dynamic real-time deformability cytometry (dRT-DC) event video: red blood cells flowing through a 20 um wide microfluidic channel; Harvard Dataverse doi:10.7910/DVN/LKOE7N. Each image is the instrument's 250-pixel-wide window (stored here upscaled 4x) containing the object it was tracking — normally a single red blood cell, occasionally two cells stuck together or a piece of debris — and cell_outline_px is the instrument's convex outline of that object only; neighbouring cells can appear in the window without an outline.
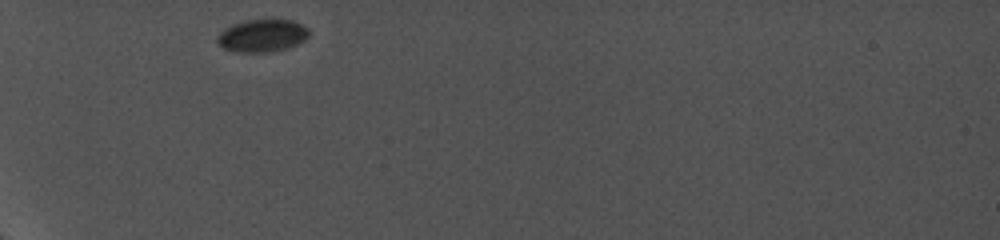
{"species": "common noctule bat (a hibernating species)", "species_latin": "Nyctalus noctula", "temperature_condition": "cold", "stored_images_in_passage": 48, "camera_frame_rate_fps": 5000, "um_per_image_px": 0.085, "animal": {"sex": "female", "body_mass_g": 19.0, "forearm_length_mm": 56.7}, "frame": {"image": 1, "passage_image": 1, "time_ms": 0.0, "image_size_px": [1000, 240], "cell_outline_px": [[308, 36], [304, 40], [288, 48], [268, 52], [236, 52], [224, 48], [216, 40], [216, 36], [224, 28], [232, 24], [244, 20], [292, 20], [308, 28]], "centroid_in_image_um": [22.25, 3.03], "position_along_channel_um": 62.7, "area_um2": 17.34}}
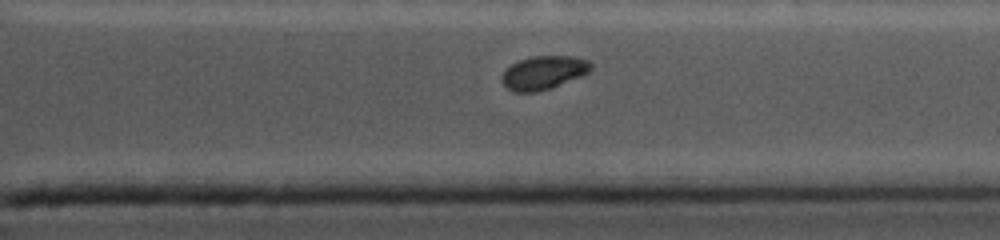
{"frame": {"image": 2, "passage_image": 42, "time_ms": 8.6, "image_size_px": [1000, 240], "cell_outline_px": [[592, 68], [584, 76], [552, 88], [536, 92], [512, 92], [504, 84], [500, 76], [512, 64], [520, 60], [532, 56], [572, 56], [588, 60], [592, 64]], "centroid_in_image_um": [46.24, 6.18], "position_along_channel_um": 365.2, "area_um2": 17.51}}
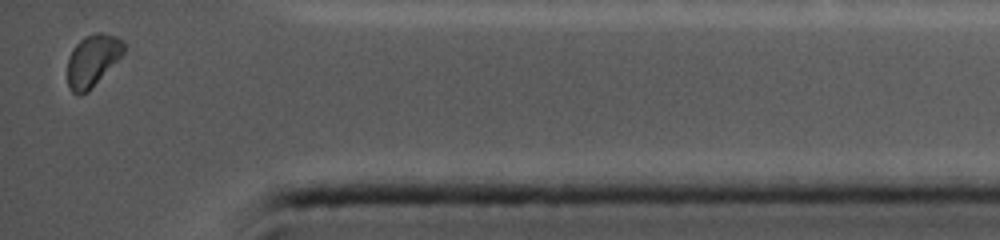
{"frame": {"image": 3, "passage_image": 48, "time_ms": 10.4, "image_size_px": [1000, 240], "cell_outline_px": [[124, 52], [92, 88], [88, 92], [80, 96], [76, 96], [68, 88], [68, 56], [72, 48], [84, 36], [96, 32], [104, 32], [116, 36], [124, 40]], "centroid_in_image_um": [7.84, 5.14], "position_along_channel_um": 427.4, "area_um2": 17.22}, "authors_computed_cell_mechanics": {"area_um2": 18.8139, "velocity_mm_per_s": 3.7942, "shape_relaxation_time_tau1_ms": 1.3741, "shape_relaxation_time_tau2_ms": null, "deformation_change_tau1": 0.0738, "deformation_change_tau2": null}}